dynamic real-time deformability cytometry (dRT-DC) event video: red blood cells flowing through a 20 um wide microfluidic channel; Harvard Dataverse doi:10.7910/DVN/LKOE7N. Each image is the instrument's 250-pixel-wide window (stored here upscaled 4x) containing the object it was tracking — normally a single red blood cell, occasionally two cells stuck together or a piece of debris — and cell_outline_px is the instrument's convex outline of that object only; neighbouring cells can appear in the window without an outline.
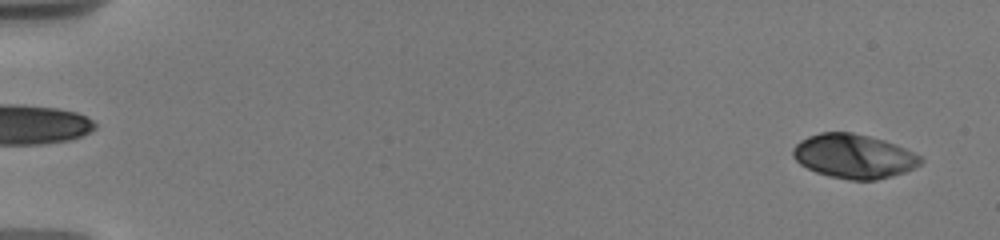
{"species": "human", "species_latin": "Homo sapiens", "temperature_condition": "warm", "stored_images_in_passage": 16, "camera_frame_rate_fps": 3000, "um_per_image_px": 0.085, "donor": {"sex": "male"}, "frame": {"image": 1, "passage_image": 1, "time_ms": 0.0, "image_size_px": [1000, 240], "cell_outline_px": [[924, 160], [920, 164], [904, 172], [892, 176], [876, 180], [848, 180], [828, 176], [816, 172], [800, 164], [792, 156], [792, 148], [800, 140], [808, 136], [820, 132], [852, 132], [884, 140], [896, 144], [920, 156]], "centroid_in_image_um": [72.54, 13.28], "position_along_channel_um": 12.5, "area_um2": 32.89}}
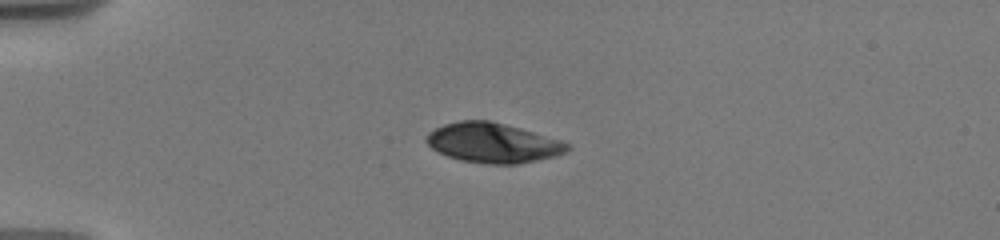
{"frame": {"image": 2, "passage_image": 10, "time_ms": 4.0, "image_size_px": [1000, 240], "cell_outline_px": [[572, 148], [568, 152], [556, 156], [516, 164], [484, 164], [460, 160], [448, 156], [432, 148], [424, 140], [428, 132], [444, 124], [460, 120], [488, 120], [520, 128], [560, 140], [572, 144]], "centroid_in_image_um": [41.92, 12.15], "position_along_channel_um": 43.1, "area_um2": 32.71}}
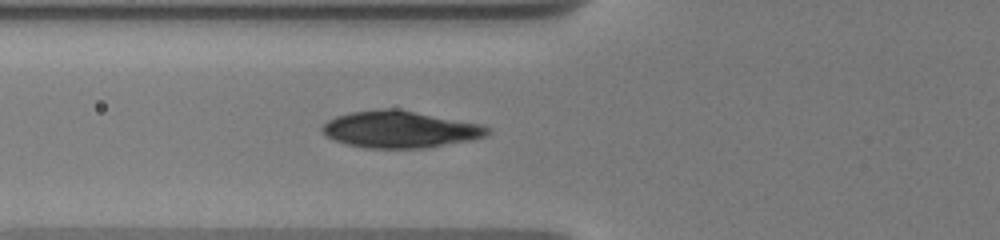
{"frame": {"image": 3, "passage_image": 16, "time_ms": 6.333, "image_size_px": [1000, 240], "cell_outline_px": [[492, 132], [488, 136], [472, 140], [424, 148], [364, 148], [332, 140], [324, 136], [320, 132], [320, 128], [328, 120], [336, 116], [352, 112], [380, 108], [400, 108], [480, 124], [492, 128]], "centroid_in_image_um": [34.0, 10.99], "position_along_channel_um": 91.8, "area_um2": 36.07}}